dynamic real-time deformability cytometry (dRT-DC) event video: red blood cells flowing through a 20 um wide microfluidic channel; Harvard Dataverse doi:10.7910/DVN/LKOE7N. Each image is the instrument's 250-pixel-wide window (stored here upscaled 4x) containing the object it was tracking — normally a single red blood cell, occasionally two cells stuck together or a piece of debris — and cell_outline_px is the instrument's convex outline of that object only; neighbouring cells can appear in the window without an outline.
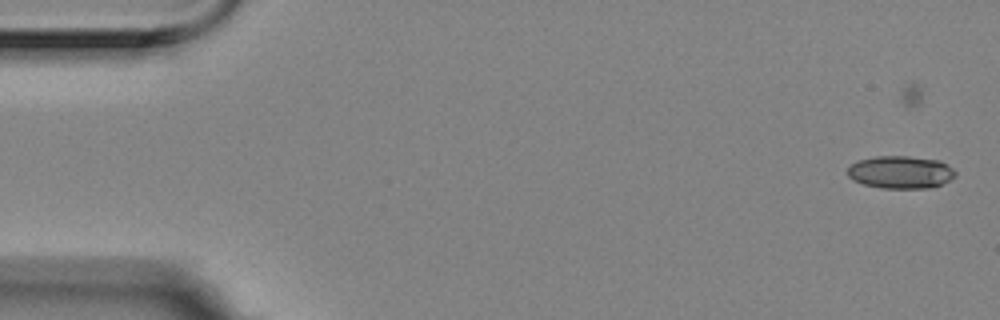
{"species": "Egyptian fruit bat (a non-hibernating species)", "species_latin": "Rousettus aegyptiacus", "temperature_condition": "room temperature", "stored_images_in_passage": 6, "camera_frame_rate_fps": 3000, "um_per_image_px": 0.085, "animal": {"sex": "female"}, "frame": {"image": 1, "passage_image": 2, "time_ms": 0.333, "image_size_px": [1000, 320], "cell_outline_px": [[956, 176], [932, 188], [880, 188], [864, 184], [852, 180], [848, 176], [848, 168], [856, 160], [876, 156], [908, 156], [940, 160], [952, 168], [956, 172]], "centroid_in_image_um": [76.54, 14.63], "position_along_channel_um": 8.5, "area_um2": 20.58}}
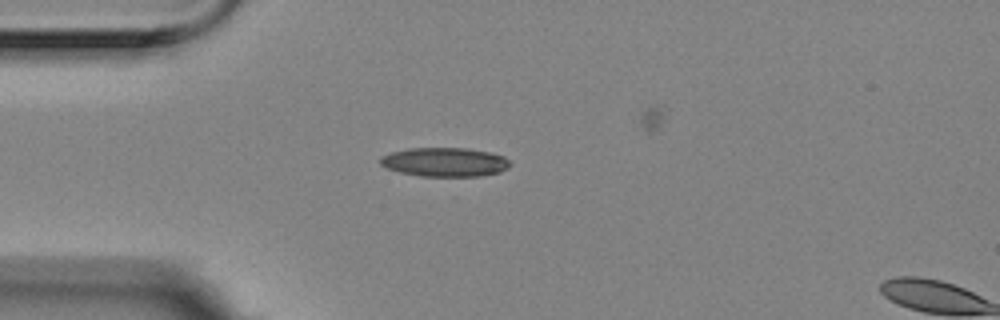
{"frame": {"image": 2, "passage_image": 5, "time_ms": 1.333, "image_size_px": [1000, 320], "cell_outline_px": [[512, 164], [508, 168], [500, 172], [480, 176], [420, 176], [400, 172], [388, 168], [380, 164], [380, 156], [392, 152], [408, 148], [468, 148], [488, 152], [504, 156]], "centroid_in_image_um": [37.82, 13.77], "position_along_channel_um": 47.2, "area_um2": 21.96}}